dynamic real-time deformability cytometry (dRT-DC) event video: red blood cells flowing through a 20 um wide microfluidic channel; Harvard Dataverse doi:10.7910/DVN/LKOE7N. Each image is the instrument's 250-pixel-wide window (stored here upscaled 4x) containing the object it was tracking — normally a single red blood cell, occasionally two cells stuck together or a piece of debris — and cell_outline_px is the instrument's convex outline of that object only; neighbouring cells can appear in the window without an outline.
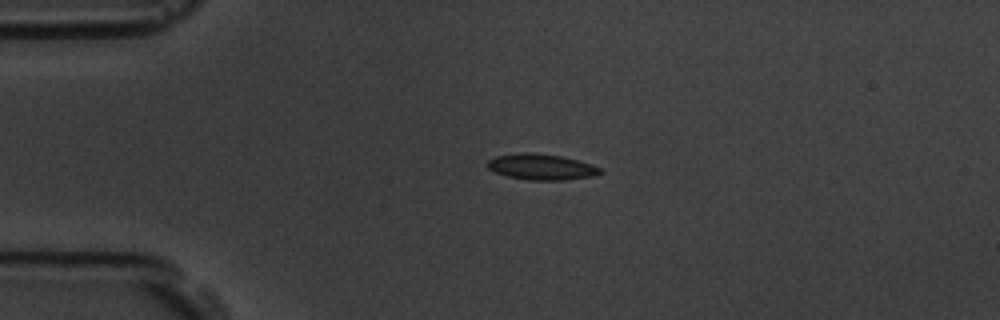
{"species": "common noctule bat (a hibernating species)", "species_latin": "Nyctalus noctula", "temperature_condition": "room temperature", "stored_images_in_passage": 5, "camera_frame_rate_fps": 3000, "um_per_image_px": 0.085, "animal": {"sex": "male", "body_mass_g": 19.5, "forearm_length_mm": 54.6}, "frame": {"image": 1, "passage_image": 3, "time_ms": 2.333, "image_size_px": [1000, 320], "cell_outline_px": [[604, 172], [592, 176], [564, 180], [528, 180], [508, 176], [496, 172], [488, 168], [488, 160], [496, 156], [520, 152], [528, 152], [560, 156], [592, 164], [600, 168]], "centroid_in_image_um": [46.02, 14.18], "position_along_channel_um": 39.0, "area_um2": 16.82}}
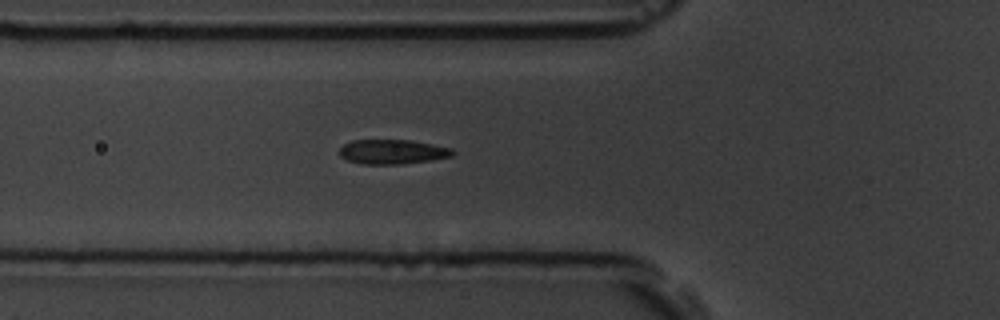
{"frame": {"image": 2, "passage_image": 5, "time_ms": 4.667, "image_size_px": [1000, 320], "cell_outline_px": [[456, 152], [452, 156], [432, 160], [400, 164], [360, 164], [348, 160], [340, 156], [340, 148], [344, 144], [352, 140], [408, 140], [432, 144], [452, 148]], "centroid_in_image_um": [33.37, 12.9], "position_along_channel_um": 92.4, "area_um2": 16.18}}